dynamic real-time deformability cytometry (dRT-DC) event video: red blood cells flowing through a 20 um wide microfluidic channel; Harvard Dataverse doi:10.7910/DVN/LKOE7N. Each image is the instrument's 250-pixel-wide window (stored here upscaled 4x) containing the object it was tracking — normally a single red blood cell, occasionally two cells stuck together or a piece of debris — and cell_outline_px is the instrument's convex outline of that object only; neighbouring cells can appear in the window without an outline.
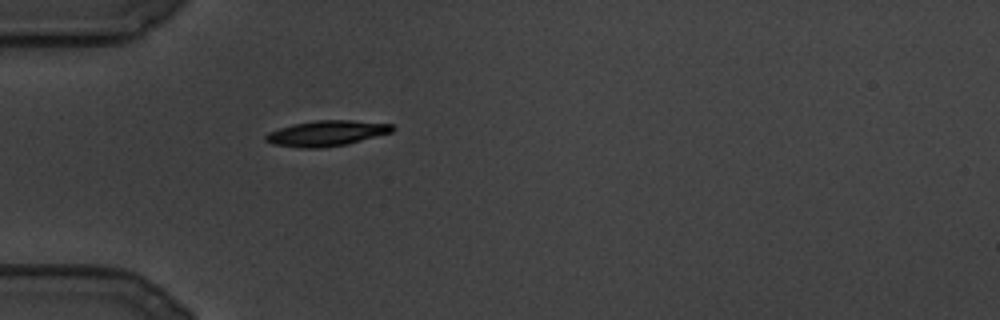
{"species": "common noctule bat (a hibernating species)", "species_latin": "Nyctalus noctula", "temperature_condition": "cold", "stored_images_in_passage": 62, "camera_frame_rate_fps": 3000, "um_per_image_px": 0.085, "animal": {"sex": "male", "body_mass_g": 19.5, "forearm_length_mm": 54.6}, "frame": {"image": 1, "passage_image": 1, "time_ms": 0.0, "image_size_px": [1000, 320], "cell_outline_px": [[396, 128], [392, 132], [348, 144], [320, 148], [300, 148], [272, 144], [264, 140], [264, 136], [268, 132], [292, 124], [316, 120], [352, 120], [392, 124]], "centroid_in_image_um": [27.75, 11.33], "position_along_channel_um": 57.3, "area_um2": 18.96}}
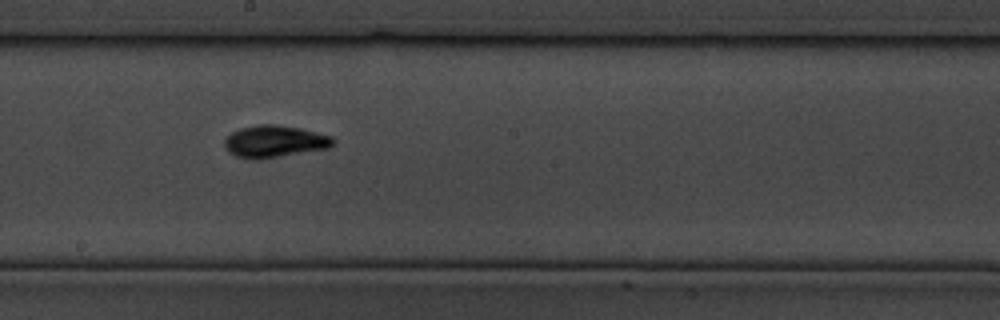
{"frame": {"image": 2, "passage_image": 30, "time_ms": 9.667, "image_size_px": [1000, 320], "cell_outline_px": [[336, 140], [328, 148], [260, 160], [252, 160], [236, 156], [228, 152], [224, 148], [224, 140], [232, 132], [240, 128], [260, 124], [276, 124], [300, 128], [332, 136]], "centroid_in_image_um": [23.31, 12.03], "position_along_channel_um": 224.9, "area_um2": 20.46}}
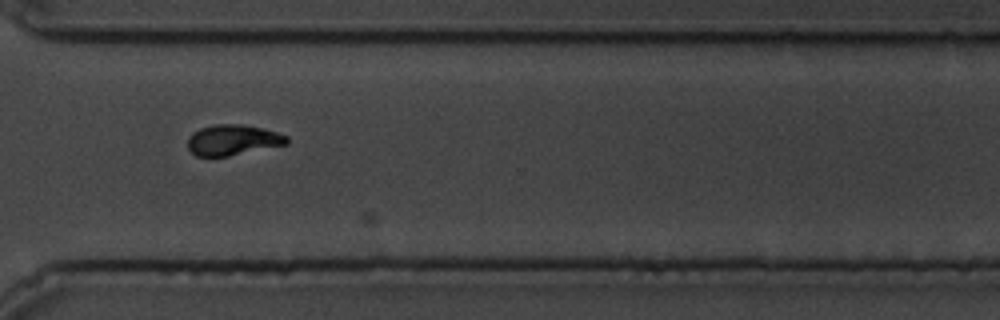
{"frame": {"image": 3, "passage_image": 51, "time_ms": 16.667, "image_size_px": [1000, 320], "cell_outline_px": [[288, 144], [228, 156], [196, 156], [188, 148], [188, 136], [192, 132], [200, 128], [216, 124], [240, 124], [260, 128], [276, 132], [288, 136]], "centroid_in_image_um": [19.77, 11.9], "position_along_channel_um": 350.8, "area_um2": 17.57}}